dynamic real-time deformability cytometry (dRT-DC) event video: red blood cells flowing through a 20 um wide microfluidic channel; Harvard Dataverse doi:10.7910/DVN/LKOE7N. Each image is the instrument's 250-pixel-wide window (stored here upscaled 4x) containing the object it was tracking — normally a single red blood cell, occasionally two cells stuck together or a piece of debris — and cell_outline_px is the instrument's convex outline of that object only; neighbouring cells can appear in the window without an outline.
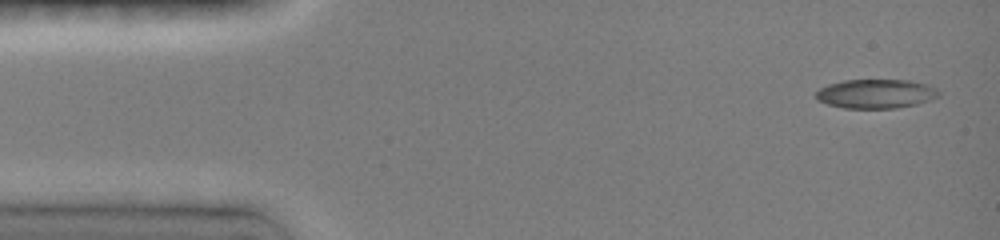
{"species": "common noctule bat (a hibernating species)", "species_latin": "Nyctalus noctula", "temperature_condition": "room temperature", "stored_images_in_passage": 7, "camera_frame_rate_fps": 3000, "um_per_image_px": 0.085, "animal": {"sex": "female", "body_mass_g": 19.0, "forearm_length_mm": 51.5}, "frame": {"image": 1, "passage_image": 1, "time_ms": 0.0, "image_size_px": [1000, 240], "cell_outline_px": [[940, 96], [932, 100], [916, 104], [896, 108], [844, 108], [828, 104], [816, 100], [816, 92], [820, 88], [828, 84], [844, 80], [908, 80], [928, 84], [936, 88], [940, 92]], "centroid_in_image_um": [74.48, 7.97], "position_along_channel_um": 10.5, "area_um2": 20.98}}
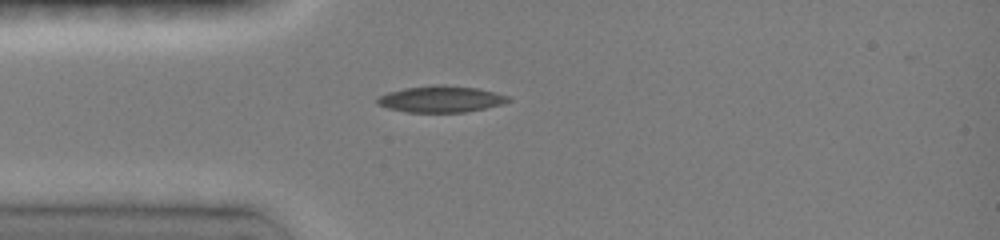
{"frame": {"image": 2, "passage_image": 6, "time_ms": 3.333, "image_size_px": [1000, 240], "cell_outline_px": [[512, 100], [500, 104], [484, 108], [464, 112], [408, 112], [388, 108], [376, 104], [376, 100], [380, 96], [388, 92], [404, 88], [432, 84], [440, 84], [476, 88], [508, 96]], "centroid_in_image_um": [37.43, 8.41], "position_along_channel_um": 47.6, "area_um2": 20.0}}